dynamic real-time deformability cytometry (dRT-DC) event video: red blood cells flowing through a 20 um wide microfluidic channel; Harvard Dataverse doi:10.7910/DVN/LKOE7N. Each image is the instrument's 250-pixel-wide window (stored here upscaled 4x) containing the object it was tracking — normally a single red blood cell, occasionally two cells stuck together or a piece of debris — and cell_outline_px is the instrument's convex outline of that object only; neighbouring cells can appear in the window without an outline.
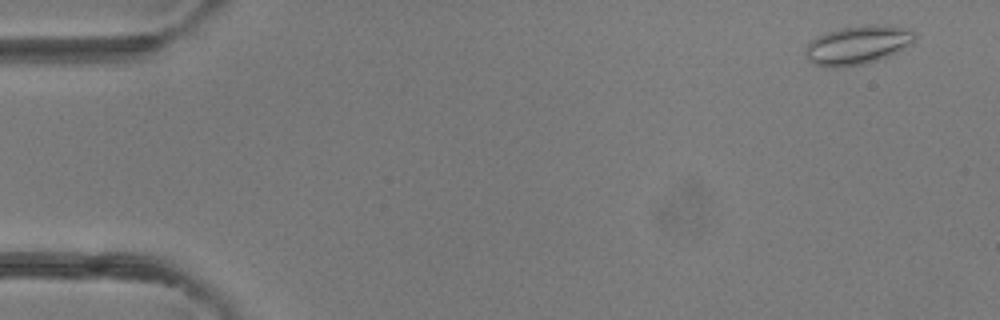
{"species": "common noctule bat (a hibernating species)", "species_latin": "Nyctalus noctula", "temperature_condition": "room temperature", "stored_images_in_passage": 4, "camera_frame_rate_fps": 3000, "um_per_image_px": 0.085, "animal": {"sex": "female"}, "frame": {"image": 1, "passage_image": 1, "time_ms": 0.0, "image_size_px": [1000, 320], "cell_outline_px": [[916, 36], [908, 44], [896, 52], [888, 56], [864, 64], [844, 68], [828, 68], [812, 64], [808, 60], [808, 44], [816, 36], [824, 32], [840, 28], [868, 24], [884, 24], [904, 28], [912, 32]], "centroid_in_image_um": [72.85, 3.83], "position_along_channel_um": 12.1, "area_um2": 24.57}}